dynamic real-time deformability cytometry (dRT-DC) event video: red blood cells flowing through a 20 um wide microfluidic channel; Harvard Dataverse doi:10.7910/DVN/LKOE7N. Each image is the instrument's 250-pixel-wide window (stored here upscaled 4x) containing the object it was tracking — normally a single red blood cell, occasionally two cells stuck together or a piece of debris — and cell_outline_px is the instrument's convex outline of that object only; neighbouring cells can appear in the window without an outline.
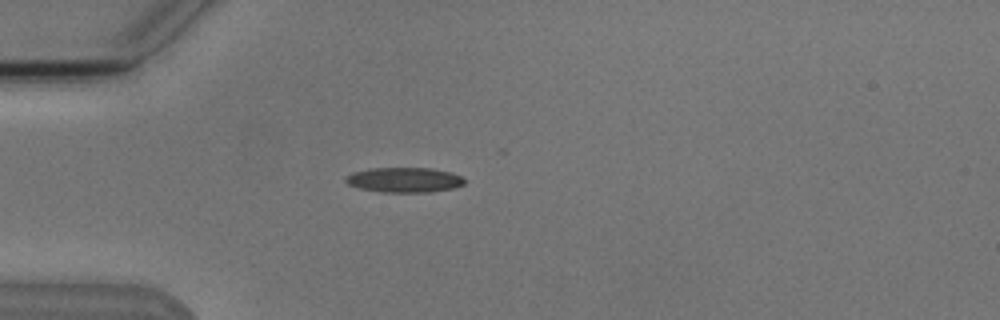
{"species": "Egyptian fruit bat (a non-hibernating species)", "species_latin": "Rousettus aegyptiacus", "temperature_condition": "cold", "stored_images_in_passage": 3, "camera_frame_rate_fps": 3000, "um_per_image_px": 0.085, "animal": {"sex": "male"}, "frame": {"image": 1, "passage_image": 3, "time_ms": 3.0, "image_size_px": [1000, 320], "cell_outline_px": [[464, 184], [456, 188], [432, 192], [380, 192], [360, 188], [348, 184], [344, 180], [344, 176], [352, 172], [368, 168], [432, 168], [452, 172], [460, 176], [464, 180]], "centroid_in_image_um": [34.35, 15.29], "position_along_channel_um": 50.6, "area_um2": 17.51}}